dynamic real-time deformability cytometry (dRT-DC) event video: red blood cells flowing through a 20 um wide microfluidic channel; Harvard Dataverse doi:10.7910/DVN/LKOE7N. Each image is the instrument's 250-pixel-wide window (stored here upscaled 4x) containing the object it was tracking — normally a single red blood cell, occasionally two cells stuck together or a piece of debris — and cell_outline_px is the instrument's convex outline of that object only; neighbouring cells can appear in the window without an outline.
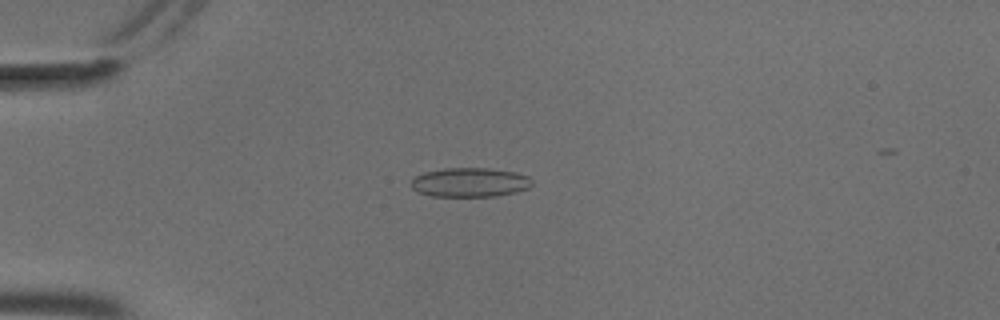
{"species": "common noctule bat (a hibernating species)", "species_latin": "Nyctalus noctula", "temperature_condition": "cold", "stored_images_in_passage": 13, "camera_frame_rate_fps": 3000, "um_per_image_px": 0.085, "animal": {"sex": "male", "body_mass_g": 18.8}, "frame": {"image": 1, "passage_image": 8, "time_ms": 2.333, "image_size_px": [1000, 320], "cell_outline_px": [[532, 184], [528, 188], [516, 192], [496, 196], [432, 196], [416, 192], [408, 184], [416, 176], [424, 172], [444, 168], [488, 168], [516, 172], [528, 176], [532, 180]], "centroid_in_image_um": [39.92, 15.5], "position_along_channel_um": 45.1, "area_um2": 20.75}}